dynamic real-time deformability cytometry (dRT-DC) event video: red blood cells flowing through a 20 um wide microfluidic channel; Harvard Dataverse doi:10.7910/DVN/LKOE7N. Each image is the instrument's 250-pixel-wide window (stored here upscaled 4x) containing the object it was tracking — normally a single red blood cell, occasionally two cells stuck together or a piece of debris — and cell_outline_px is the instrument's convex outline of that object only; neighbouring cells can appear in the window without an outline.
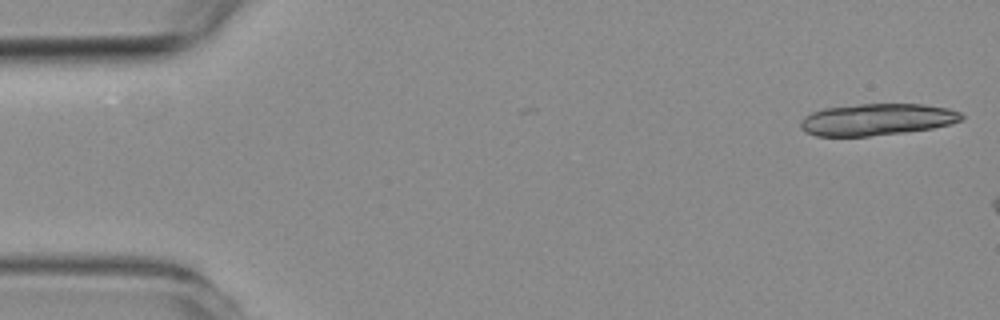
{"species": "common noctule bat (a hibernating species)", "species_latin": "Nyctalus noctula", "temperature_condition": "room temperature", "stored_images_in_passage": 9, "camera_frame_rate_fps": 3000, "um_per_image_px": 0.085, "animal": {"sex": "female", "body_mass_g": 19.3, "forearm_length_mm": 54.1}, "frame": {"image": 1, "passage_image": 1, "time_ms": 0.0, "image_size_px": [1000, 320], "cell_outline_px": [[964, 116], [960, 120], [952, 124], [932, 128], [904, 132], [868, 136], [816, 136], [804, 132], [800, 128], [800, 120], [804, 116], [812, 112], [824, 108], [860, 104], [924, 104], [948, 108], [960, 112]], "centroid_in_image_um": [74.51, 10.16], "position_along_channel_um": 10.5, "area_um2": 29.88}}